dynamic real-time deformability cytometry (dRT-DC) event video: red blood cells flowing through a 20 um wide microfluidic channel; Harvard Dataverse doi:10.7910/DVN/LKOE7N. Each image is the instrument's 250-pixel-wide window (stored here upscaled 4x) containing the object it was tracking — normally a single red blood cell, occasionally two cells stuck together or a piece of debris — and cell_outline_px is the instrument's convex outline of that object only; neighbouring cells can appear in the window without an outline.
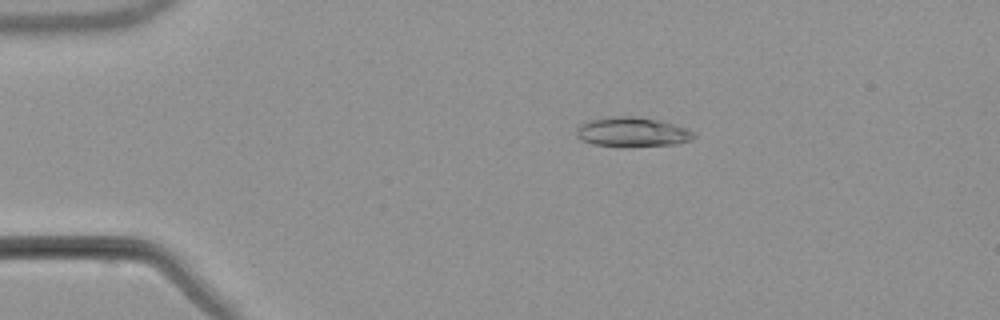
{"species": "common noctule bat (a hibernating species)", "species_latin": "Nyctalus noctula", "temperature_condition": "warm", "stored_images_in_passage": 54, "camera_frame_rate_fps": 3000, "um_per_image_px": 0.085, "animal": {"sex": "male", "body_mass_g": 21.5, "forearm_length_mm": 52.0}, "frame": {"image": 1, "passage_image": 11, "time_ms": 3.333, "image_size_px": [1000, 320], "cell_outline_px": [[696, 136], [692, 140], [676, 144], [624, 148], [592, 144], [580, 140], [576, 136], [576, 128], [580, 124], [588, 120], [612, 116], [640, 116], [660, 120], [688, 128]], "centroid_in_image_um": [53.72, 11.23], "position_along_channel_um": 31.3, "area_um2": 20.92}}
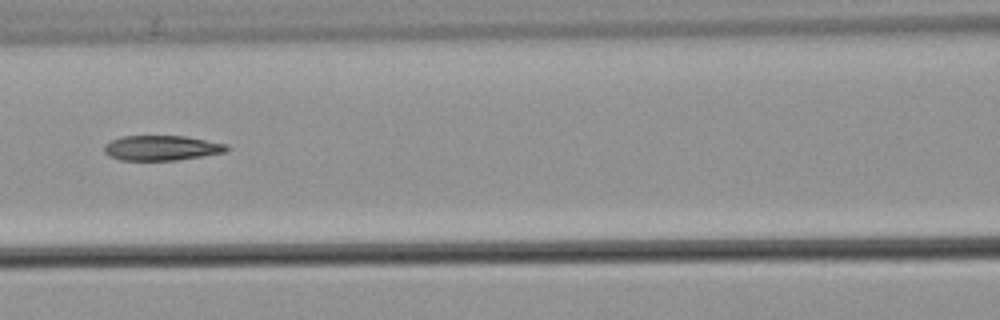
{"frame": {"image": 2, "passage_image": 25, "time_ms": 8.0, "image_size_px": [1000, 320], "cell_outline_px": [[228, 148], [224, 152], [176, 160], [120, 160], [108, 156], [104, 152], [104, 144], [120, 136], [184, 136], [228, 144]], "centroid_in_image_um": [13.68, 12.57], "position_along_channel_um": 152.9, "area_um2": 17.74}}
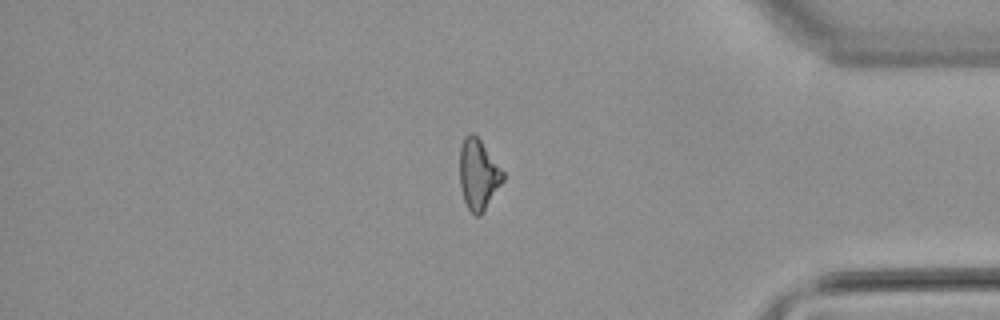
{"frame": {"image": 3, "passage_image": 46, "time_ms": 15.0, "image_size_px": [1000, 320], "cell_outline_px": [[504, 180], [484, 212], [480, 216], [476, 216], [468, 208], [464, 200], [460, 184], [460, 144], [464, 136], [468, 132], [472, 132], [480, 140], [504, 172]], "centroid_in_image_um": [40.65, 14.82], "position_along_channel_um": 394.5, "area_um2": 17.8}, "authors_computed_cell_mechanics": {"area_um2": 18.6405, "velocity_mm_per_s": 3.8234, "shape_relaxation_time_tau1_ms": 6.9778, "shape_relaxation_time_tau2_ms": 5.5093, "deformation_change_tau1": 0.182, "deformation_change_tau2": 0.1585}}